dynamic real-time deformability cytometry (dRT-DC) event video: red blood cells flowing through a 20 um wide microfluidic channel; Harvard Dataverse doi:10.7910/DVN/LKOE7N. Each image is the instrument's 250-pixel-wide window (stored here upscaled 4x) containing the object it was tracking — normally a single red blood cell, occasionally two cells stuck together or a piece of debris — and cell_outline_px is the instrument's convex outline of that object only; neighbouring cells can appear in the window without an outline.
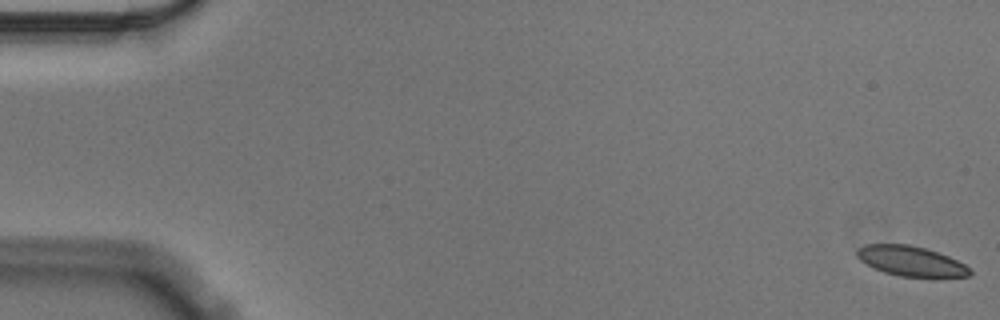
{"species": "Egyptian fruit bat (a non-hibernating species)", "species_latin": "Rousettus aegyptiacus", "temperature_condition": "cold", "stored_images_in_passage": 57, "camera_frame_rate_fps": 3000, "um_per_image_px": 0.085, "animal": {"sex": "male"}, "frame": {"image": 1, "passage_image": 1, "time_ms": 0.0, "image_size_px": [1000, 320], "cell_outline_px": [[972, 276], [932, 280], [900, 276], [884, 272], [860, 260], [856, 256], [856, 248], [864, 244], [908, 244], [924, 248], [948, 256], [964, 264], [972, 272]], "centroid_in_image_um": [77.49, 22.24], "position_along_channel_um": 7.5, "area_um2": 20.4}}
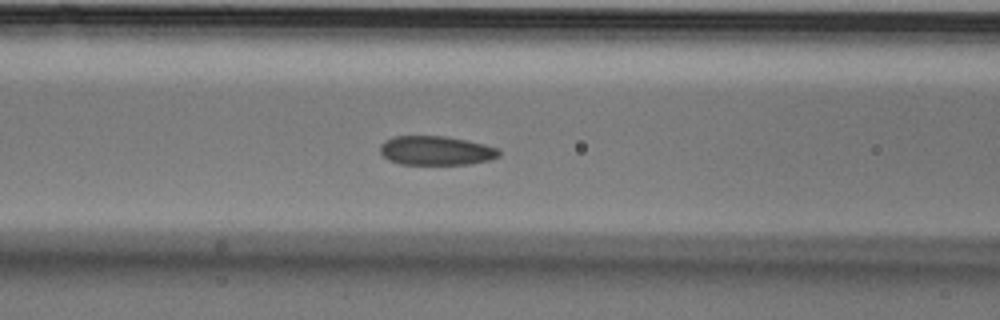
{"frame": {"image": 2, "passage_image": 24, "time_ms": 7.667, "image_size_px": [1000, 320], "cell_outline_px": [[500, 156], [488, 160], [472, 164], [400, 164], [388, 160], [380, 152], [380, 144], [384, 140], [392, 136], [444, 136], [468, 140], [500, 148]], "centroid_in_image_um": [37.06, 12.79], "position_along_channel_um": 129.5, "area_um2": 20.4}}
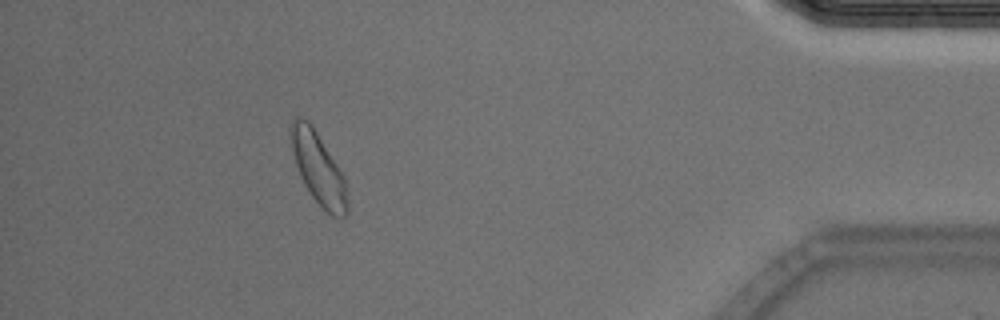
{"frame": {"image": 3, "passage_image": 52, "time_ms": 17.0, "image_size_px": [1000, 320], "cell_outline_px": [[348, 212], [344, 216], [332, 216], [312, 196], [304, 184], [300, 176], [296, 164], [288, 132], [288, 128], [292, 120], [296, 116], [300, 116], [308, 120], [312, 124], [344, 176], [348, 204]], "centroid_in_image_um": [27.03, 14.25], "position_along_channel_um": 408.2, "area_um2": 23.47}, "authors_computed_cell_mechanics": {"area_um2": 21.097, "velocity_mm_per_s": 3.5192, "shape_relaxation_time_tau1_ms": 4.7023, "shape_relaxation_time_tau2_ms": 1.7939, "deformation_change_tau1": 0.1019, "deformation_change_tau2": 0.0488}}